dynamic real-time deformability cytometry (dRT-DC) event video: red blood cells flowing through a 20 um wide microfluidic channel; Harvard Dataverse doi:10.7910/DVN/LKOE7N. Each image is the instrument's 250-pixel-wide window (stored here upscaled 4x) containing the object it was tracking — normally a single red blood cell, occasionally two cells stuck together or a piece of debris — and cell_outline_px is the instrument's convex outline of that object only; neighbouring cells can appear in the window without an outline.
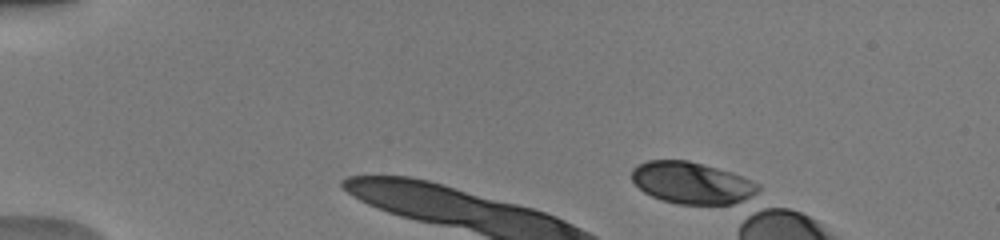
{"species": "human", "species_latin": "Homo sapiens", "temperature_condition": "warm", "stored_images_in_passage": 8, "camera_frame_rate_fps": 3000, "um_per_image_px": 0.085, "donor": {"sex": "male"}, "frame": {"image": 1, "passage_image": 1, "time_ms": 0.0, "image_size_px": [1000, 240], "cell_outline_px": [[760, 188], [756, 192], [732, 204], [680, 204], [664, 200], [652, 196], [644, 192], [632, 180], [632, 168], [636, 164], [648, 160], [688, 160], [732, 172], [752, 180], [760, 184]], "centroid_in_image_um": [58.77, 15.52], "position_along_channel_um": 26.2, "area_um2": 30.52}}